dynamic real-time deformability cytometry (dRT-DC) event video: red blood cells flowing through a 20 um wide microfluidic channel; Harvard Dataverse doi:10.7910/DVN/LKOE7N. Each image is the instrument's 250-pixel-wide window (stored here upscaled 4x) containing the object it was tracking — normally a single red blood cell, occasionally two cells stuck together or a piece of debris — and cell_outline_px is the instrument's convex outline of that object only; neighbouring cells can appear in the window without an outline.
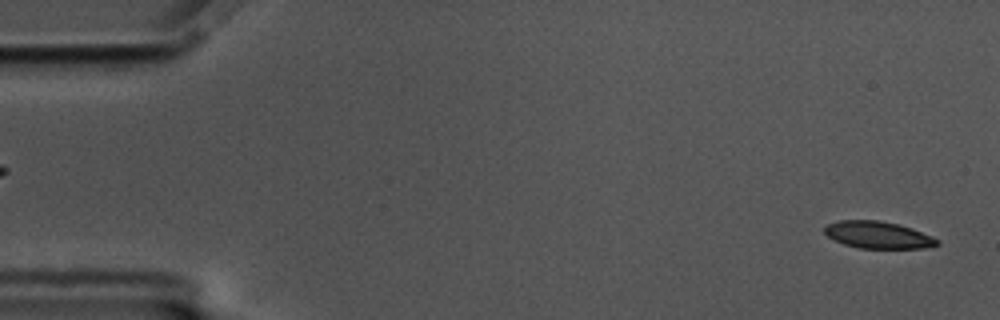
{"species": "common noctule bat (a hibernating species)", "species_latin": "Nyctalus noctula", "temperature_condition": "cold", "stored_images_in_passage": 57, "camera_frame_rate_fps": 3000, "um_per_image_px": 0.085, "animal": {"sex": "male", "body_mass_g": 17.5, "forearm_length_mm": 52.3}, "frame": {"image": 1, "passage_image": 2, "time_ms": 0.333, "image_size_px": [1000, 320], "cell_outline_px": [[940, 244], [924, 248], [860, 248], [844, 244], [828, 236], [824, 232], [824, 228], [828, 224], [840, 220], [876, 220], [896, 224], [912, 228], [932, 236], [940, 240]], "centroid_in_image_um": [74.65, 19.97], "position_along_channel_um": 10.3, "area_um2": 17.57}}
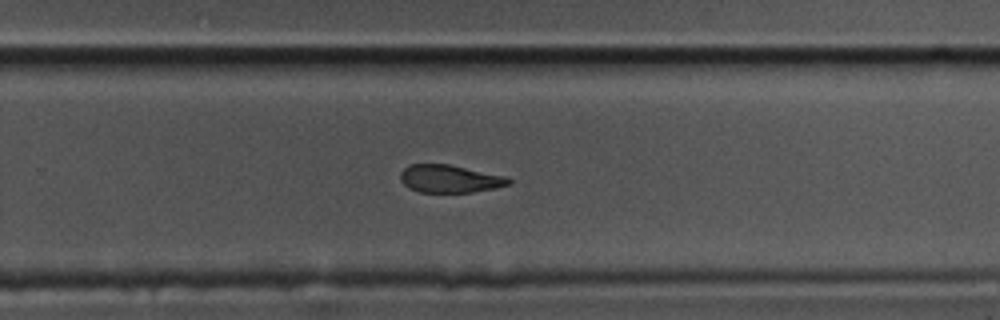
{"frame": {"image": 2, "passage_image": 37, "time_ms": 12.0, "image_size_px": [1000, 320], "cell_outline_px": [[512, 184], [496, 188], [472, 192], [420, 192], [408, 188], [400, 180], [400, 172], [408, 164], [448, 164], [508, 176], [512, 180]], "centroid_in_image_um": [38.25, 15.19], "position_along_channel_um": 291.5, "area_um2": 17.74}}
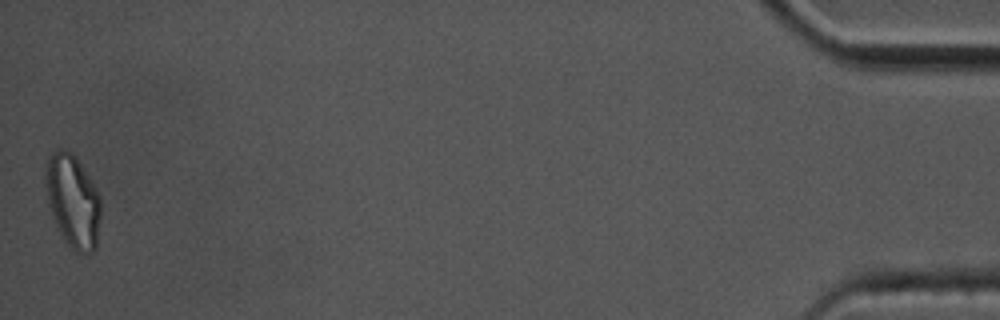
{"frame": {"image": 3, "passage_image": 57, "time_ms": 18.667, "image_size_px": [1000, 320], "cell_outline_px": [[100, 216], [96, 248], [92, 252], [76, 252], [64, 240], [56, 228], [48, 204], [44, 184], [44, 172], [48, 156], [56, 148], [64, 148], [72, 152], [96, 188], [100, 196]], "centroid_in_image_um": [6.15, 17.06], "position_along_channel_um": 429.0, "area_um2": 30.23}, "authors_computed_cell_mechanics": {"area_um2": 19.1318, "velocity_mm_per_s": 3.4815, "shape_relaxation_time_tau1_ms": 6.6899, "shape_relaxation_time_tau2_ms": 5.3301, "deformation_change_tau1": 0.1555, "deformation_change_tau2": 0.1312}}